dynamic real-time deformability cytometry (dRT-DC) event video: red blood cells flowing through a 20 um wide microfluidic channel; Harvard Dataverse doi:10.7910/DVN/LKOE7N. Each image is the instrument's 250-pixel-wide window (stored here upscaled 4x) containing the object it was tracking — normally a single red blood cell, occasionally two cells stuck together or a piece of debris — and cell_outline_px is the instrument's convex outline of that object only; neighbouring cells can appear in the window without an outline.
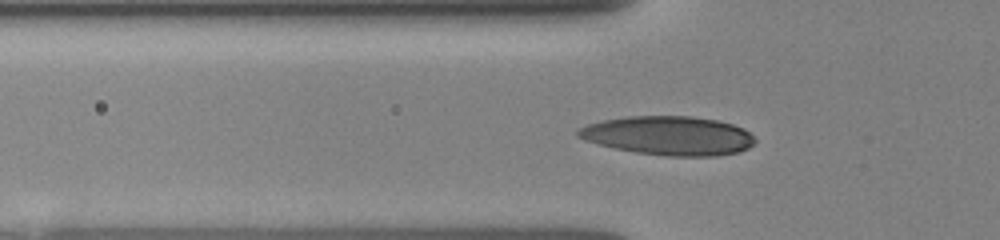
{"species": "human", "species_latin": "Homo sapiens", "temperature_condition": "room temperature", "stored_images_in_passage": 51, "camera_frame_rate_fps": 3000, "um_per_image_px": 0.085, "donor": {"sex": "female"}, "frame": {"image": 1, "passage_image": 2, "time_ms": 0.333, "image_size_px": [1000, 240], "cell_outline_px": [[756, 140], [748, 148], [740, 152], [716, 156], [668, 156], [636, 152], [616, 148], [584, 140], [576, 136], [576, 132], [580, 128], [588, 124], [604, 120], [628, 116], [692, 116], [716, 120], [732, 124], [744, 128]], "centroid_in_image_um": [56.85, 11.53], "position_along_channel_um": 68.9, "area_um2": 40.0}}
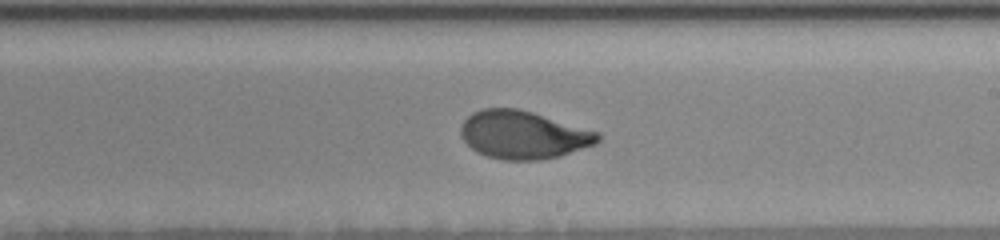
{"frame": {"image": 2, "passage_image": 30, "time_ms": 4.667, "image_size_px": [1000, 240], "cell_outline_px": [[600, 140], [596, 144], [560, 156], [540, 160], [504, 160], [488, 156], [476, 152], [460, 136], [460, 128], [464, 120], [472, 112], [484, 108], [516, 108], [532, 112], [600, 132]], "centroid_in_image_um": [44.48, 11.46], "position_along_channel_um": 244.5, "area_um2": 38.38}}
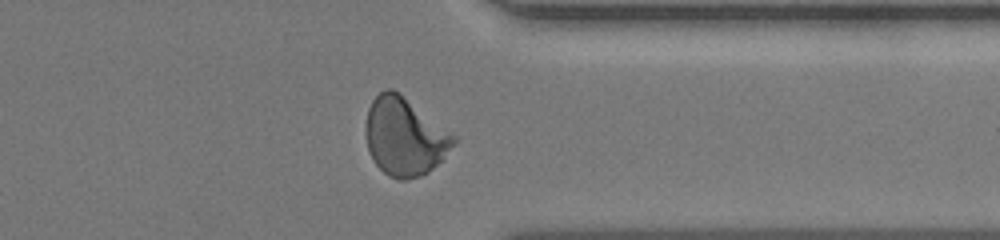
{"frame": {"image": 3, "passage_image": 49, "time_ms": 8.0, "image_size_px": [1000, 240], "cell_outline_px": [[456, 144], [428, 172], [420, 176], [408, 180], [396, 180], [388, 176], [372, 160], [368, 152], [364, 132], [368, 108], [372, 100], [380, 92], [388, 88], [392, 88], [400, 92], [456, 136]], "centroid_in_image_um": [34.36, 11.61], "position_along_channel_um": 377.0, "area_um2": 40.29}}